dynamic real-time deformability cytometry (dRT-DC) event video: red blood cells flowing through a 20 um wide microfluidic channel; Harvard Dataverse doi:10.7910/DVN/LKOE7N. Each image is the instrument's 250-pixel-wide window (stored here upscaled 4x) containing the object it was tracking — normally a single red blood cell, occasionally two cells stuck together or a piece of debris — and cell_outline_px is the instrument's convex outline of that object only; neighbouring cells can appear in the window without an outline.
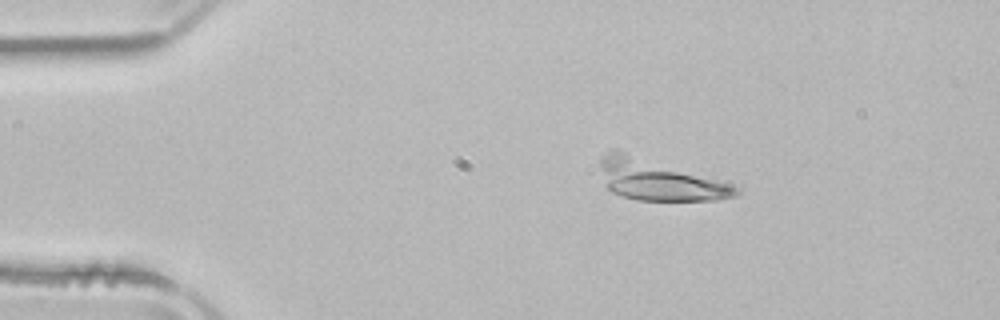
{"species": "common noctule bat (a hibernating species)", "species_latin": "Nyctalus noctula", "temperature_condition": "room temperature", "stored_images_in_passage": 25, "camera_frame_rate_fps": 3000, "um_per_image_px": 0.085, "animal": {"sex": "male", "body_mass_g": 21.5, "forearm_length_mm": 52.0}, "frame": {"image": 1, "passage_image": 1, "time_ms": 0.0, "image_size_px": [1000, 320], "cell_outline_px": [[740, 192], [736, 196], [716, 200], [636, 200], [612, 192], [608, 188], [600, 168], [600, 156], [616, 148], [740, 188]], "centroid_in_image_um": [55.94, 15.29], "position_along_channel_um": 29.1, "area_um2": 31.5}}
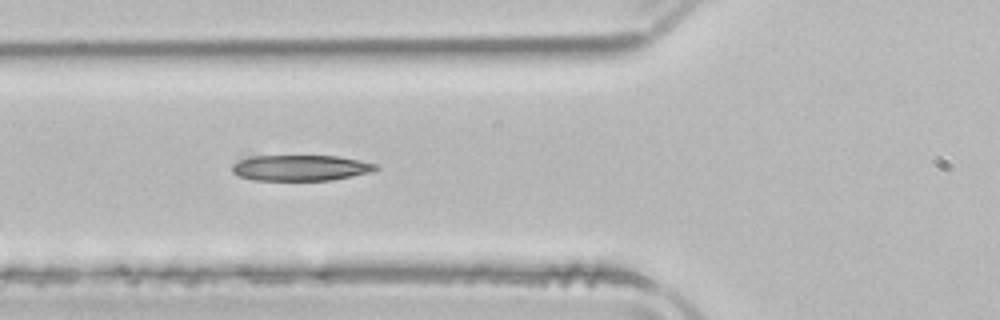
{"frame": {"image": 2, "passage_image": 11, "time_ms": 3.333, "image_size_px": [1000, 320], "cell_outline_px": [[380, 168], [368, 172], [352, 176], [332, 180], [252, 180], [240, 176], [232, 172], [232, 164], [236, 160], [248, 156], [336, 156], [360, 160], [380, 164]], "centroid_in_image_um": [25.53, 14.26], "position_along_channel_um": 100.3, "area_um2": 21.73}}
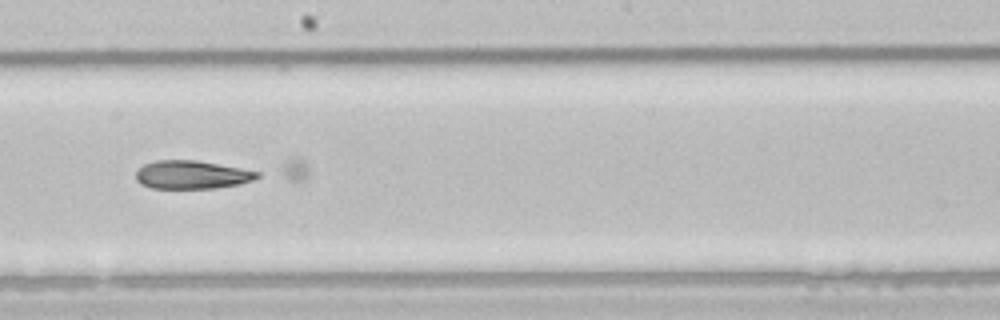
{"frame": {"image": 3, "passage_image": 21, "time_ms": 6.667, "image_size_px": [1000, 320], "cell_outline_px": [[260, 176], [252, 180], [240, 184], [216, 188], [152, 188], [140, 184], [136, 180], [136, 172], [144, 164], [156, 160], [196, 160], [240, 168], [260, 172]], "centroid_in_image_um": [16.29, 14.85], "position_along_channel_um": 231.9, "area_um2": 19.94}}